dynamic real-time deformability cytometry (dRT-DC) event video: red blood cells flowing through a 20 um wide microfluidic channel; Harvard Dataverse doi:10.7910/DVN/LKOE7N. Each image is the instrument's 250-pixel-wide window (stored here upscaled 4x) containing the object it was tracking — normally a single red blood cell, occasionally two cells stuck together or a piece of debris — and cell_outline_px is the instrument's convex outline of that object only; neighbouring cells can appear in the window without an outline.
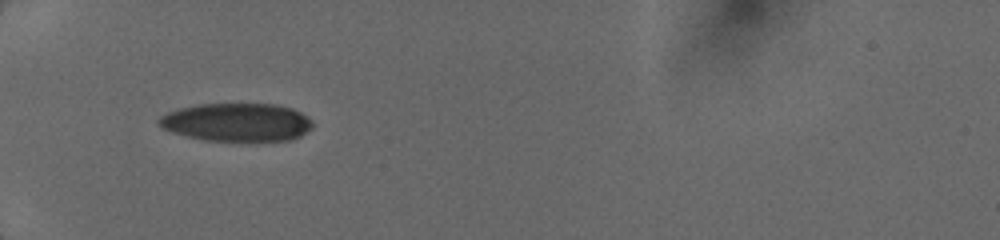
{"species": "human", "species_latin": "Homo sapiens", "temperature_condition": "cold", "stored_images_in_passage": 7, "camera_frame_rate_fps": 3000, "um_per_image_px": 0.085, "donor": {"sex": "female"}, "frame": {"image": 1, "passage_image": 2, "time_ms": 0.667, "image_size_px": [1000, 240], "cell_outline_px": [[312, 128], [300, 136], [292, 140], [204, 140], [172, 132], [164, 128], [156, 120], [160, 116], [168, 112], [180, 108], [200, 104], [276, 104], [292, 108], [300, 112], [312, 120]], "centroid_in_image_um": [20.15, 10.38], "position_along_channel_um": 64.9, "area_um2": 33.93}}
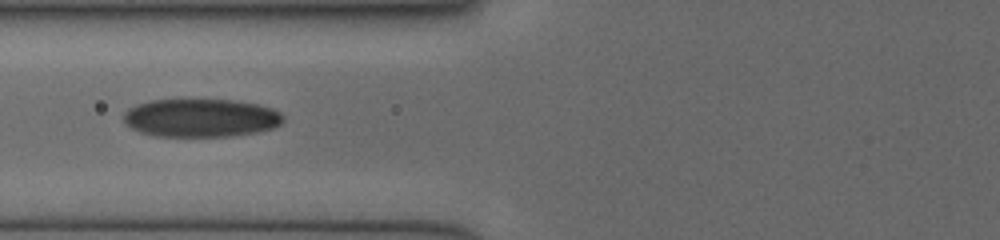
{"frame": {"image": 2, "passage_image": 5, "time_ms": 2.0, "image_size_px": [1000, 240], "cell_outline_px": [[284, 120], [280, 124], [272, 128], [256, 132], [228, 136], [156, 136], [140, 132], [124, 124], [124, 112], [128, 108], [136, 104], [148, 100], [192, 96], [232, 100], [260, 104], [272, 108], [280, 112], [284, 116]], "centroid_in_image_um": [17.03, 9.96], "position_along_channel_um": 108.8, "area_um2": 36.88}}